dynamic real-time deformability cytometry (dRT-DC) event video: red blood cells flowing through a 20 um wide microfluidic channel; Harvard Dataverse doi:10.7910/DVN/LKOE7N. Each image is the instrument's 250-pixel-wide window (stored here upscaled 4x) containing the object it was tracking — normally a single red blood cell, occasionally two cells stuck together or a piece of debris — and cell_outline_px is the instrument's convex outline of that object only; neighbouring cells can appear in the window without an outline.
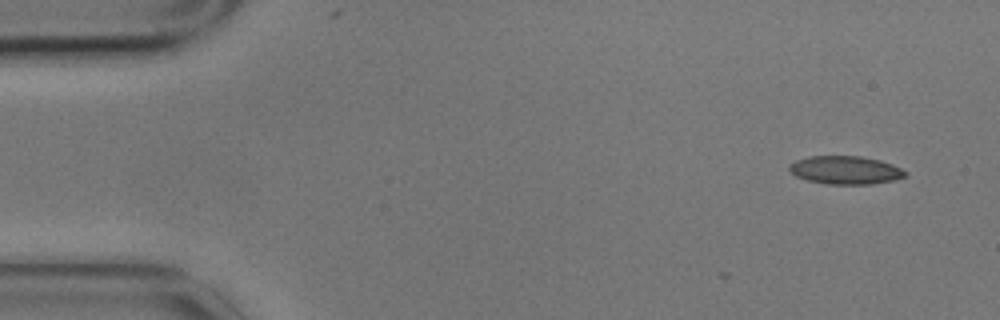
{"species": "common noctule bat (a hibernating species)", "species_latin": "Nyctalus noctula", "temperature_condition": "cold", "stored_images_in_passage": 5, "camera_frame_rate_fps": 3000, "um_per_image_px": 0.085, "animal": {"sex": "male", "body_mass_g": 17.9}, "frame": {"image": 1, "passage_image": 1, "time_ms": 0.0, "image_size_px": [1000, 320], "cell_outline_px": [[908, 176], [896, 180], [872, 184], [828, 184], [808, 180], [796, 176], [788, 168], [788, 164], [796, 160], [808, 156], [860, 156], [880, 160], [892, 164], [908, 172]], "centroid_in_image_um": [71.89, 14.46], "position_along_channel_um": 13.1, "area_um2": 19.19}}
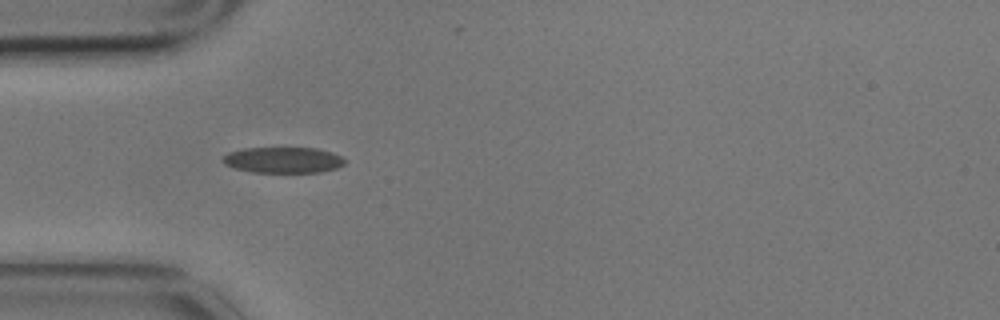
{"frame": {"image": 2, "passage_image": 4, "time_ms": 1.0, "image_size_px": [1000, 320], "cell_outline_px": [[344, 164], [336, 168], [320, 172], [252, 172], [236, 168], [224, 164], [220, 160], [228, 152], [244, 148], [316, 148], [332, 152], [340, 156], [344, 160]], "centroid_in_image_um": [24.04, 13.59], "position_along_channel_um": 61.0, "area_um2": 18.32}}